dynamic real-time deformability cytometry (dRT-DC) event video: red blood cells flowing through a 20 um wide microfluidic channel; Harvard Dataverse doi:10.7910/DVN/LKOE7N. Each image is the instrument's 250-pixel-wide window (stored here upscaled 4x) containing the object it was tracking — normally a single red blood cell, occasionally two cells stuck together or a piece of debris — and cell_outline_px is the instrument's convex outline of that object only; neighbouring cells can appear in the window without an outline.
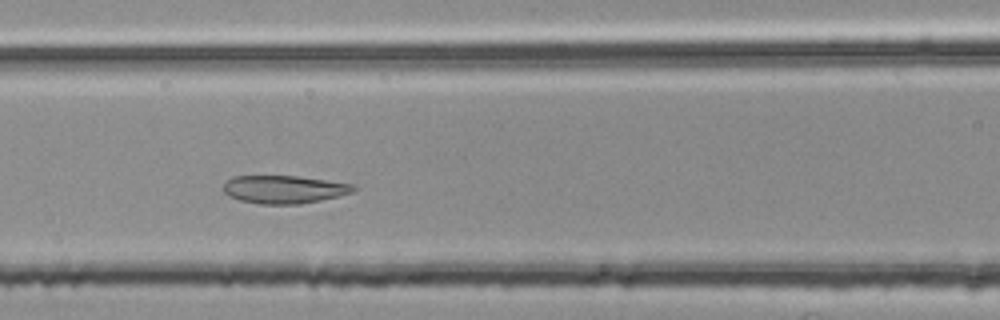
{"species": "common noctule bat (a hibernating species)", "species_latin": "Nyctalus noctula", "temperature_condition": "room temperature", "stored_images_in_passage": 43, "camera_frame_rate_fps": 3000, "um_per_image_px": 0.085, "animal": {"sex": "female", "body_mass_g": 25.1}, "frame": {"image": 1, "passage_image": 17, "time_ms": 5.333, "image_size_px": [1000, 320], "cell_outline_px": [[356, 188], [352, 192], [320, 200], [300, 204], [260, 204], [240, 200], [228, 196], [220, 188], [224, 180], [232, 176], [296, 176], [356, 184]], "centroid_in_image_um": [24.07, 16.09], "position_along_channel_um": 142.5, "area_um2": 21.39}}
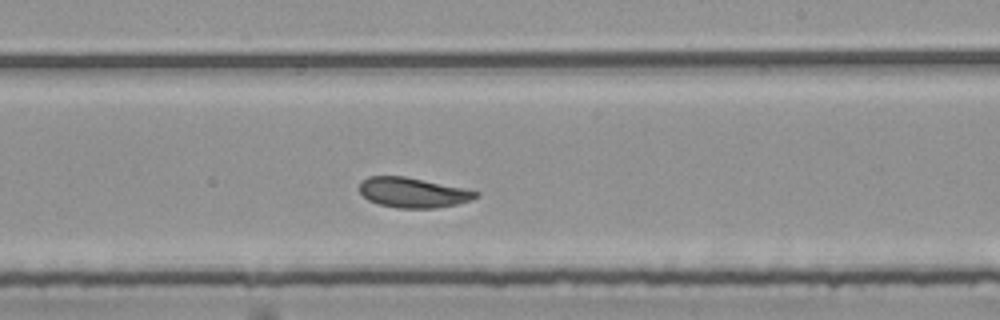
{"frame": {"image": 2, "passage_image": 26, "time_ms": 8.333, "image_size_px": [1000, 320], "cell_outline_px": [[480, 196], [456, 204], [436, 208], [396, 208], [380, 204], [368, 200], [360, 192], [360, 180], [368, 176], [404, 176], [464, 188], [480, 192]], "centroid_in_image_um": [35.08, 16.36], "position_along_channel_um": 253.9, "area_um2": 20.29}}
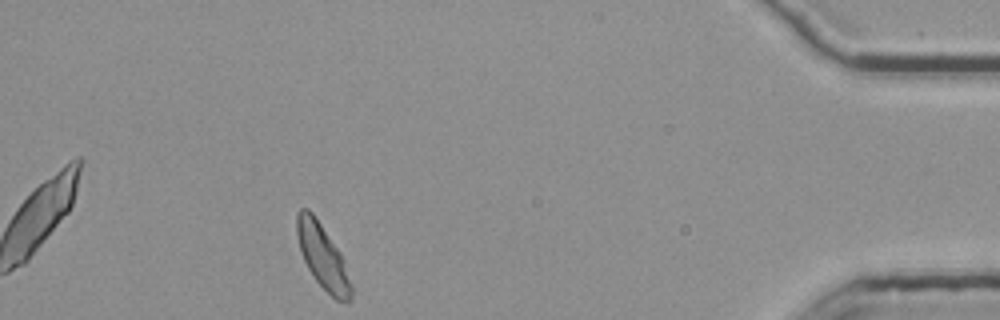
{"frame": {"image": 3, "passage_image": 43, "time_ms": 14.0, "image_size_px": [1000, 320], "cell_outline_px": [[352, 300], [348, 304], [336, 300], [312, 276], [304, 260], [300, 248], [296, 232], [296, 212], [300, 208], [308, 208], [312, 212], [340, 252], [344, 260], [352, 284]], "centroid_in_image_um": [27.44, 21.83], "position_along_channel_um": 407.8, "area_um2": 20.4}, "authors_computed_cell_mechanics": {"area_um2": 20.9236, "velocity_mm_per_s": 3.725, "shape_relaxation_time_tau1_ms": 10.3532, "shape_relaxation_time_tau2_ms": 1.6667, "deformation_change_tau1": 0.1816, "deformation_change_tau2": 0.0766}}